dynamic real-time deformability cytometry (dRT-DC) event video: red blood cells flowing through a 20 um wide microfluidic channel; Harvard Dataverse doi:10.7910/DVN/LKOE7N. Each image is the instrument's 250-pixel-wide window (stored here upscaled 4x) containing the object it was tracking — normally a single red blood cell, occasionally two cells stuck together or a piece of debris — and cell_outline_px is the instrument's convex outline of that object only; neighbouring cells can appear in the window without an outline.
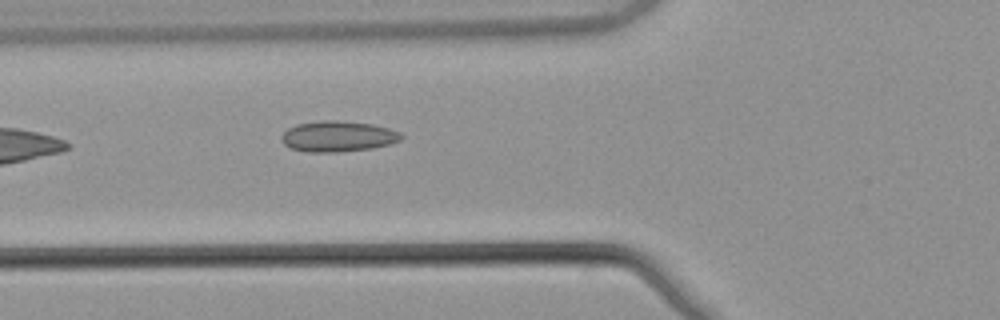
{"species": "common noctule bat (a hibernating species)", "species_latin": "Nyctalus noctula", "temperature_condition": "warm", "stored_images_in_passage": 6, "camera_frame_rate_fps": 3000, "um_per_image_px": 0.085, "animal": {"sex": "male", "body_mass_g": 21.5, "forearm_length_mm": 52.0}, "frame": {"image": 1, "passage_image": 6, "time_ms": 1.667, "image_size_px": [1000, 320], "cell_outline_px": [[404, 136], [400, 140], [388, 144], [372, 148], [336, 152], [308, 152], [292, 148], [284, 144], [280, 140], [280, 136], [288, 128], [296, 124], [324, 120], [336, 120], [372, 124], [388, 128], [400, 132]], "centroid_in_image_um": [28.7, 11.58], "position_along_channel_um": 97.1, "area_um2": 21.39}}